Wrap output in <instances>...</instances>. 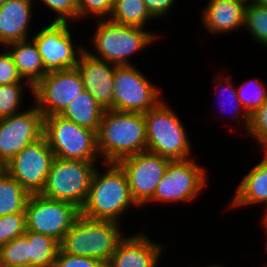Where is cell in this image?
<instances>
[{
  "label": "cell",
  "mask_w": 267,
  "mask_h": 267,
  "mask_svg": "<svg viewBox=\"0 0 267 267\" xmlns=\"http://www.w3.org/2000/svg\"><path fill=\"white\" fill-rule=\"evenodd\" d=\"M24 236L29 242L30 267H53L59 242L52 237L26 230Z\"/></svg>",
  "instance_id": "cb8c5ba5"
},
{
  "label": "cell",
  "mask_w": 267,
  "mask_h": 267,
  "mask_svg": "<svg viewBox=\"0 0 267 267\" xmlns=\"http://www.w3.org/2000/svg\"><path fill=\"white\" fill-rule=\"evenodd\" d=\"M97 162L54 158L41 195L76 206H84Z\"/></svg>",
  "instance_id": "8992f818"
},
{
  "label": "cell",
  "mask_w": 267,
  "mask_h": 267,
  "mask_svg": "<svg viewBox=\"0 0 267 267\" xmlns=\"http://www.w3.org/2000/svg\"><path fill=\"white\" fill-rule=\"evenodd\" d=\"M245 133L259 142L262 151H267V100L250 115L249 126Z\"/></svg>",
  "instance_id": "d6a6232c"
},
{
  "label": "cell",
  "mask_w": 267,
  "mask_h": 267,
  "mask_svg": "<svg viewBox=\"0 0 267 267\" xmlns=\"http://www.w3.org/2000/svg\"><path fill=\"white\" fill-rule=\"evenodd\" d=\"M0 267H6V266L0 261Z\"/></svg>",
  "instance_id": "7bdbcfd3"
},
{
  "label": "cell",
  "mask_w": 267,
  "mask_h": 267,
  "mask_svg": "<svg viewBox=\"0 0 267 267\" xmlns=\"http://www.w3.org/2000/svg\"><path fill=\"white\" fill-rule=\"evenodd\" d=\"M194 159L170 160L153 197L147 202H193L205 188L207 173Z\"/></svg>",
  "instance_id": "ba28073f"
},
{
  "label": "cell",
  "mask_w": 267,
  "mask_h": 267,
  "mask_svg": "<svg viewBox=\"0 0 267 267\" xmlns=\"http://www.w3.org/2000/svg\"><path fill=\"white\" fill-rule=\"evenodd\" d=\"M29 196L14 177L0 168V216L25 211Z\"/></svg>",
  "instance_id": "603a6c76"
},
{
  "label": "cell",
  "mask_w": 267,
  "mask_h": 267,
  "mask_svg": "<svg viewBox=\"0 0 267 267\" xmlns=\"http://www.w3.org/2000/svg\"><path fill=\"white\" fill-rule=\"evenodd\" d=\"M98 26L92 38L96 54L85 48L92 57L116 66H128L136 52L155 43L158 35L143 28L116 24L109 19L97 20Z\"/></svg>",
  "instance_id": "277c9868"
},
{
  "label": "cell",
  "mask_w": 267,
  "mask_h": 267,
  "mask_svg": "<svg viewBox=\"0 0 267 267\" xmlns=\"http://www.w3.org/2000/svg\"><path fill=\"white\" fill-rule=\"evenodd\" d=\"M8 0H0V5H3Z\"/></svg>",
  "instance_id": "60d3db41"
},
{
  "label": "cell",
  "mask_w": 267,
  "mask_h": 267,
  "mask_svg": "<svg viewBox=\"0 0 267 267\" xmlns=\"http://www.w3.org/2000/svg\"><path fill=\"white\" fill-rule=\"evenodd\" d=\"M25 212L26 230L44 234L58 242L80 215V210L76 206L41 194H30Z\"/></svg>",
  "instance_id": "9c48e42d"
},
{
  "label": "cell",
  "mask_w": 267,
  "mask_h": 267,
  "mask_svg": "<svg viewBox=\"0 0 267 267\" xmlns=\"http://www.w3.org/2000/svg\"><path fill=\"white\" fill-rule=\"evenodd\" d=\"M241 1L245 2L246 4H248V3L253 2L254 0H241Z\"/></svg>",
  "instance_id": "ab89813d"
},
{
  "label": "cell",
  "mask_w": 267,
  "mask_h": 267,
  "mask_svg": "<svg viewBox=\"0 0 267 267\" xmlns=\"http://www.w3.org/2000/svg\"><path fill=\"white\" fill-rule=\"evenodd\" d=\"M207 267H222V266H219V265H216V264L214 265V264H213L212 266L209 265V266H207Z\"/></svg>",
  "instance_id": "b9f144b4"
},
{
  "label": "cell",
  "mask_w": 267,
  "mask_h": 267,
  "mask_svg": "<svg viewBox=\"0 0 267 267\" xmlns=\"http://www.w3.org/2000/svg\"><path fill=\"white\" fill-rule=\"evenodd\" d=\"M54 158V153L43 136L27 145L2 168L29 194H40Z\"/></svg>",
  "instance_id": "8fae6325"
},
{
  "label": "cell",
  "mask_w": 267,
  "mask_h": 267,
  "mask_svg": "<svg viewBox=\"0 0 267 267\" xmlns=\"http://www.w3.org/2000/svg\"><path fill=\"white\" fill-rule=\"evenodd\" d=\"M53 267H105V264L92 257L63 253L59 250Z\"/></svg>",
  "instance_id": "d590c367"
},
{
  "label": "cell",
  "mask_w": 267,
  "mask_h": 267,
  "mask_svg": "<svg viewBox=\"0 0 267 267\" xmlns=\"http://www.w3.org/2000/svg\"><path fill=\"white\" fill-rule=\"evenodd\" d=\"M266 85L259 79H251L237 86V96L245 111L251 115L267 100ZM253 87V88H252ZM249 92V93H248Z\"/></svg>",
  "instance_id": "4316f807"
},
{
  "label": "cell",
  "mask_w": 267,
  "mask_h": 267,
  "mask_svg": "<svg viewBox=\"0 0 267 267\" xmlns=\"http://www.w3.org/2000/svg\"><path fill=\"white\" fill-rule=\"evenodd\" d=\"M32 39L47 73L75 68L80 55L85 51L84 46L75 49L68 22H50Z\"/></svg>",
  "instance_id": "4fadbf2b"
},
{
  "label": "cell",
  "mask_w": 267,
  "mask_h": 267,
  "mask_svg": "<svg viewBox=\"0 0 267 267\" xmlns=\"http://www.w3.org/2000/svg\"><path fill=\"white\" fill-rule=\"evenodd\" d=\"M117 66L96 59L84 51L76 65L85 90L105 110L114 109V73Z\"/></svg>",
  "instance_id": "2e32d148"
},
{
  "label": "cell",
  "mask_w": 267,
  "mask_h": 267,
  "mask_svg": "<svg viewBox=\"0 0 267 267\" xmlns=\"http://www.w3.org/2000/svg\"><path fill=\"white\" fill-rule=\"evenodd\" d=\"M264 152V158L238 184L229 205L231 208L259 203L267 205V151Z\"/></svg>",
  "instance_id": "ffe728a7"
},
{
  "label": "cell",
  "mask_w": 267,
  "mask_h": 267,
  "mask_svg": "<svg viewBox=\"0 0 267 267\" xmlns=\"http://www.w3.org/2000/svg\"><path fill=\"white\" fill-rule=\"evenodd\" d=\"M113 88L114 110L118 111L145 114L163 98L159 89L134 65L115 68Z\"/></svg>",
  "instance_id": "30bf717a"
},
{
  "label": "cell",
  "mask_w": 267,
  "mask_h": 267,
  "mask_svg": "<svg viewBox=\"0 0 267 267\" xmlns=\"http://www.w3.org/2000/svg\"><path fill=\"white\" fill-rule=\"evenodd\" d=\"M244 26L251 38L267 47V8L254 1L246 4Z\"/></svg>",
  "instance_id": "484cf974"
},
{
  "label": "cell",
  "mask_w": 267,
  "mask_h": 267,
  "mask_svg": "<svg viewBox=\"0 0 267 267\" xmlns=\"http://www.w3.org/2000/svg\"><path fill=\"white\" fill-rule=\"evenodd\" d=\"M0 261L5 266L30 267L29 242L22 235L0 247Z\"/></svg>",
  "instance_id": "83f0119b"
},
{
  "label": "cell",
  "mask_w": 267,
  "mask_h": 267,
  "mask_svg": "<svg viewBox=\"0 0 267 267\" xmlns=\"http://www.w3.org/2000/svg\"><path fill=\"white\" fill-rule=\"evenodd\" d=\"M106 165L108 169L104 173L95 170L80 214L93 220L118 222L130 206H139L131 196L129 182L121 166L118 163Z\"/></svg>",
  "instance_id": "7a4b0ae2"
},
{
  "label": "cell",
  "mask_w": 267,
  "mask_h": 267,
  "mask_svg": "<svg viewBox=\"0 0 267 267\" xmlns=\"http://www.w3.org/2000/svg\"><path fill=\"white\" fill-rule=\"evenodd\" d=\"M161 100L144 114L147 151L170 160L188 159L192 151L189 137L171 106Z\"/></svg>",
  "instance_id": "5b68a950"
},
{
  "label": "cell",
  "mask_w": 267,
  "mask_h": 267,
  "mask_svg": "<svg viewBox=\"0 0 267 267\" xmlns=\"http://www.w3.org/2000/svg\"><path fill=\"white\" fill-rule=\"evenodd\" d=\"M266 234H267V233H266ZM265 245H266V248H265V249H266V252H267V242H266V244H265ZM265 266L267 267V264H265Z\"/></svg>",
  "instance_id": "f6af8a7d"
},
{
  "label": "cell",
  "mask_w": 267,
  "mask_h": 267,
  "mask_svg": "<svg viewBox=\"0 0 267 267\" xmlns=\"http://www.w3.org/2000/svg\"><path fill=\"white\" fill-rule=\"evenodd\" d=\"M32 0H8L0 5V45L26 40L32 16Z\"/></svg>",
  "instance_id": "d6986e66"
},
{
  "label": "cell",
  "mask_w": 267,
  "mask_h": 267,
  "mask_svg": "<svg viewBox=\"0 0 267 267\" xmlns=\"http://www.w3.org/2000/svg\"><path fill=\"white\" fill-rule=\"evenodd\" d=\"M255 3L267 8V0H254Z\"/></svg>",
  "instance_id": "f35d334b"
},
{
  "label": "cell",
  "mask_w": 267,
  "mask_h": 267,
  "mask_svg": "<svg viewBox=\"0 0 267 267\" xmlns=\"http://www.w3.org/2000/svg\"><path fill=\"white\" fill-rule=\"evenodd\" d=\"M104 111L95 98L84 90L59 115L97 133Z\"/></svg>",
  "instance_id": "7402d4cb"
},
{
  "label": "cell",
  "mask_w": 267,
  "mask_h": 267,
  "mask_svg": "<svg viewBox=\"0 0 267 267\" xmlns=\"http://www.w3.org/2000/svg\"><path fill=\"white\" fill-rule=\"evenodd\" d=\"M162 250V244L153 242L142 231L124 236L105 267H157Z\"/></svg>",
  "instance_id": "e0dca14e"
},
{
  "label": "cell",
  "mask_w": 267,
  "mask_h": 267,
  "mask_svg": "<svg viewBox=\"0 0 267 267\" xmlns=\"http://www.w3.org/2000/svg\"><path fill=\"white\" fill-rule=\"evenodd\" d=\"M96 136L98 153L105 163H118L125 157L147 151L142 113L105 110Z\"/></svg>",
  "instance_id": "6da1fadb"
},
{
  "label": "cell",
  "mask_w": 267,
  "mask_h": 267,
  "mask_svg": "<svg viewBox=\"0 0 267 267\" xmlns=\"http://www.w3.org/2000/svg\"><path fill=\"white\" fill-rule=\"evenodd\" d=\"M43 136L56 158L90 162L100 158L96 132L60 115L44 117Z\"/></svg>",
  "instance_id": "52a82bcc"
},
{
  "label": "cell",
  "mask_w": 267,
  "mask_h": 267,
  "mask_svg": "<svg viewBox=\"0 0 267 267\" xmlns=\"http://www.w3.org/2000/svg\"><path fill=\"white\" fill-rule=\"evenodd\" d=\"M120 228L119 222L93 220L80 214L59 242L60 251L92 257L106 265L118 242L125 236Z\"/></svg>",
  "instance_id": "3957f363"
},
{
  "label": "cell",
  "mask_w": 267,
  "mask_h": 267,
  "mask_svg": "<svg viewBox=\"0 0 267 267\" xmlns=\"http://www.w3.org/2000/svg\"><path fill=\"white\" fill-rule=\"evenodd\" d=\"M44 116L34 105L20 113L0 119V167L27 145L43 137Z\"/></svg>",
  "instance_id": "5bb4252c"
},
{
  "label": "cell",
  "mask_w": 267,
  "mask_h": 267,
  "mask_svg": "<svg viewBox=\"0 0 267 267\" xmlns=\"http://www.w3.org/2000/svg\"><path fill=\"white\" fill-rule=\"evenodd\" d=\"M26 232V212L0 216V247Z\"/></svg>",
  "instance_id": "f546056e"
},
{
  "label": "cell",
  "mask_w": 267,
  "mask_h": 267,
  "mask_svg": "<svg viewBox=\"0 0 267 267\" xmlns=\"http://www.w3.org/2000/svg\"><path fill=\"white\" fill-rule=\"evenodd\" d=\"M170 159L144 151L121 159L118 164L126 173L133 200L139 207L153 197Z\"/></svg>",
  "instance_id": "9a60e30c"
},
{
  "label": "cell",
  "mask_w": 267,
  "mask_h": 267,
  "mask_svg": "<svg viewBox=\"0 0 267 267\" xmlns=\"http://www.w3.org/2000/svg\"><path fill=\"white\" fill-rule=\"evenodd\" d=\"M4 48L12 55L19 75L32 86L47 74L41 54L33 39L12 42Z\"/></svg>",
  "instance_id": "44dd1931"
},
{
  "label": "cell",
  "mask_w": 267,
  "mask_h": 267,
  "mask_svg": "<svg viewBox=\"0 0 267 267\" xmlns=\"http://www.w3.org/2000/svg\"><path fill=\"white\" fill-rule=\"evenodd\" d=\"M55 12L53 22H69L77 19V0H40ZM72 19V20H71ZM69 20V21H68Z\"/></svg>",
  "instance_id": "e575fe53"
},
{
  "label": "cell",
  "mask_w": 267,
  "mask_h": 267,
  "mask_svg": "<svg viewBox=\"0 0 267 267\" xmlns=\"http://www.w3.org/2000/svg\"><path fill=\"white\" fill-rule=\"evenodd\" d=\"M154 19L147 10L144 0H115L109 20L120 25L145 28Z\"/></svg>",
  "instance_id": "d4e9b609"
},
{
  "label": "cell",
  "mask_w": 267,
  "mask_h": 267,
  "mask_svg": "<svg viewBox=\"0 0 267 267\" xmlns=\"http://www.w3.org/2000/svg\"><path fill=\"white\" fill-rule=\"evenodd\" d=\"M114 3L115 0H77V19H84L89 15L96 19L99 17L97 20L109 19Z\"/></svg>",
  "instance_id": "4dcf8cb0"
},
{
  "label": "cell",
  "mask_w": 267,
  "mask_h": 267,
  "mask_svg": "<svg viewBox=\"0 0 267 267\" xmlns=\"http://www.w3.org/2000/svg\"><path fill=\"white\" fill-rule=\"evenodd\" d=\"M22 83H12L0 86V119L20 113L23 99Z\"/></svg>",
  "instance_id": "f1b7e54d"
},
{
  "label": "cell",
  "mask_w": 267,
  "mask_h": 267,
  "mask_svg": "<svg viewBox=\"0 0 267 267\" xmlns=\"http://www.w3.org/2000/svg\"><path fill=\"white\" fill-rule=\"evenodd\" d=\"M85 90L77 68L48 72L33 86L35 106L44 117L59 115Z\"/></svg>",
  "instance_id": "7c38bea8"
},
{
  "label": "cell",
  "mask_w": 267,
  "mask_h": 267,
  "mask_svg": "<svg viewBox=\"0 0 267 267\" xmlns=\"http://www.w3.org/2000/svg\"><path fill=\"white\" fill-rule=\"evenodd\" d=\"M201 16L211 34L232 32L243 26L246 3L241 0H209Z\"/></svg>",
  "instance_id": "ac0fdd59"
},
{
  "label": "cell",
  "mask_w": 267,
  "mask_h": 267,
  "mask_svg": "<svg viewBox=\"0 0 267 267\" xmlns=\"http://www.w3.org/2000/svg\"><path fill=\"white\" fill-rule=\"evenodd\" d=\"M6 267H27V266H6Z\"/></svg>",
  "instance_id": "ee69618b"
},
{
  "label": "cell",
  "mask_w": 267,
  "mask_h": 267,
  "mask_svg": "<svg viewBox=\"0 0 267 267\" xmlns=\"http://www.w3.org/2000/svg\"><path fill=\"white\" fill-rule=\"evenodd\" d=\"M265 213H264V217H262V223H263V226L265 227V231L267 232V208H265Z\"/></svg>",
  "instance_id": "74e56055"
},
{
  "label": "cell",
  "mask_w": 267,
  "mask_h": 267,
  "mask_svg": "<svg viewBox=\"0 0 267 267\" xmlns=\"http://www.w3.org/2000/svg\"><path fill=\"white\" fill-rule=\"evenodd\" d=\"M223 78L221 80H218L217 77L214 78L213 80V83L215 82V84H218L217 85V88L219 91L220 90V93L221 92H225V90L227 91V95L226 98L224 97V102L221 104L220 107L224 108L226 106H228L229 104L231 105V107L233 108L234 107V111H235V115H236V118H240V120L242 119L243 120V127H245V131H247L248 129V126H249V121H250V115L245 111V109L243 108L242 104L240 103L239 99H238V96H237V90H236V86L234 84V82L232 83V77L229 75H227L226 79H224L225 81L223 82L222 81ZM217 81V83H216ZM219 81V83H218ZM223 82V83H222ZM234 84V85H233ZM225 89V90H224ZM226 93V92H225ZM219 94V93H218ZM224 93L221 94V96L223 95ZM225 99L227 101H225ZM223 101V100H222ZM221 101V102H222ZM229 102V103H228ZM233 104V105H232ZM235 104V105H234ZM223 110V109H222ZM240 111V113H243L242 116L240 117L237 113ZM243 117V118H242Z\"/></svg>",
  "instance_id": "1f68e13d"
},
{
  "label": "cell",
  "mask_w": 267,
  "mask_h": 267,
  "mask_svg": "<svg viewBox=\"0 0 267 267\" xmlns=\"http://www.w3.org/2000/svg\"><path fill=\"white\" fill-rule=\"evenodd\" d=\"M4 51L0 53V86L12 83H23L25 86L26 83L27 88H30L29 92L33 93V86L19 75L12 55L6 48Z\"/></svg>",
  "instance_id": "836d02e7"
},
{
  "label": "cell",
  "mask_w": 267,
  "mask_h": 267,
  "mask_svg": "<svg viewBox=\"0 0 267 267\" xmlns=\"http://www.w3.org/2000/svg\"><path fill=\"white\" fill-rule=\"evenodd\" d=\"M147 10L154 19H160V17L168 14L169 9L173 8L175 0H144Z\"/></svg>",
  "instance_id": "8d00e7d4"
}]
</instances>
